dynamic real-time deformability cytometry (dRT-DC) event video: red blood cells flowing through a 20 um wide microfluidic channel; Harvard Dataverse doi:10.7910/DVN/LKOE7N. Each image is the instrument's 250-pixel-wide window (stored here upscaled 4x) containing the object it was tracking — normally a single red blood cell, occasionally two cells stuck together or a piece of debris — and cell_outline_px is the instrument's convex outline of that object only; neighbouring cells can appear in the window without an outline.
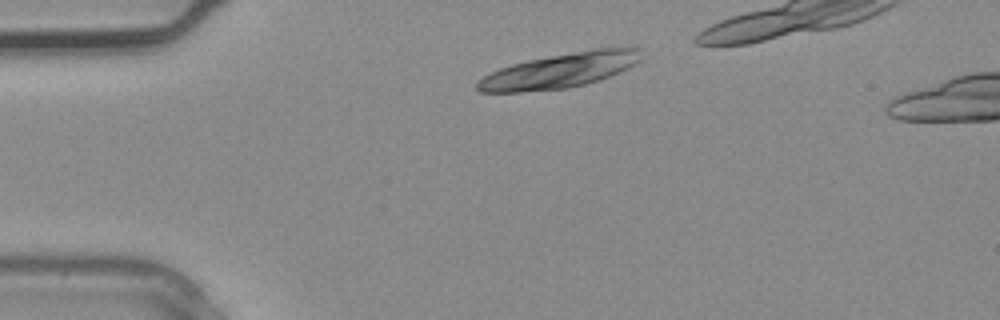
{"species": "common noctule bat (a hibernating species)", "species_latin": "Nyctalus noctula", "temperature_condition": "warm", "stored_images_in_passage": 6, "camera_frame_rate_fps": 3000, "um_per_image_px": 0.085, "animal": {"sex": "male", "body_mass_g": 20.4}, "frame": {"image": 1, "passage_image": 1, "time_ms": 0.0, "image_size_px": [1000, 320], "cell_outline_px": [[640, 60], [636, 64], [628, 68], [608, 76], [584, 84], [568, 88], [520, 92], [480, 92], [476, 88], [476, 84], [484, 76], [500, 68], [512, 64], [528, 60], [600, 48], [640, 48]], "centroid_in_image_um": [47.56, 6.01], "position_along_channel_um": 37.4, "area_um2": 32.43}}